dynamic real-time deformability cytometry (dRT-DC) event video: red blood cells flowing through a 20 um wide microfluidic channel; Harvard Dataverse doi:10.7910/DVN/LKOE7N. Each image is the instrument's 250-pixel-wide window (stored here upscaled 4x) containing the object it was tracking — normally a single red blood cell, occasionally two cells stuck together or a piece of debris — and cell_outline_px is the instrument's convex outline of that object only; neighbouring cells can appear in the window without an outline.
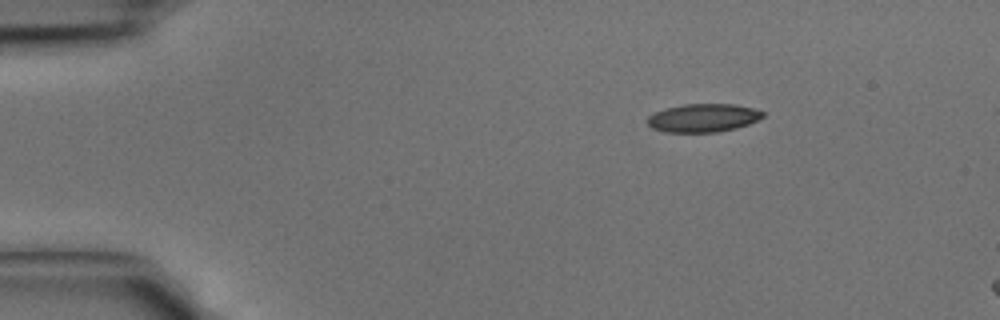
{"species": "common noctule bat (a hibernating species)", "species_latin": "Nyctalus noctula", "temperature_condition": "cold", "stored_images_in_passage": 3, "camera_frame_rate_fps": 3000, "um_per_image_px": 0.085, "animal": {"sex": "male", "body_mass_g": 15.6}, "frame": {"image": 1, "passage_image": 1, "time_ms": 0.0, "image_size_px": [1000, 320], "cell_outline_px": [[764, 116], [748, 124], [736, 128], [716, 132], [664, 132], [652, 128], [648, 124], [648, 116], [664, 108], [684, 104], [736, 104], [752, 108], [764, 112]], "centroid_in_image_um": [59.75, 10.02], "position_along_channel_um": 25.2, "area_um2": 18.96}}